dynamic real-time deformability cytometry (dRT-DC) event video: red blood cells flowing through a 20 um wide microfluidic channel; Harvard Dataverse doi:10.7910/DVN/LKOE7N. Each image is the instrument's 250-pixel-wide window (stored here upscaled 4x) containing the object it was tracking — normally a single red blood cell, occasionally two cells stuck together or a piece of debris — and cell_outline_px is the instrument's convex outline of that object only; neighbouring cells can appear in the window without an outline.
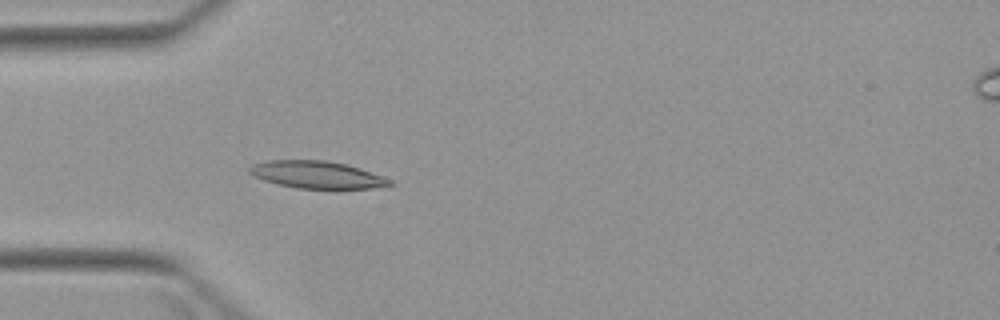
{"species": "Egyptian fruit bat (a non-hibernating species)", "species_latin": "Rousettus aegyptiacus", "temperature_condition": "warm", "stored_images_in_passage": 3, "camera_frame_rate_fps": 3000, "um_per_image_px": 0.085, "animal": {"sex": "female"}, "frame": {"image": 1, "passage_image": 3, "time_ms": 2.667, "image_size_px": [1000, 320], "cell_outline_px": [[396, 184], [368, 188], [336, 192], [296, 188], [276, 184], [252, 176], [248, 172], [248, 168], [252, 164], [268, 160], [324, 160], [348, 164], [384, 176], [392, 180]], "centroid_in_image_um": [26.98, 14.9], "position_along_channel_um": 58.0, "area_um2": 23.47}}